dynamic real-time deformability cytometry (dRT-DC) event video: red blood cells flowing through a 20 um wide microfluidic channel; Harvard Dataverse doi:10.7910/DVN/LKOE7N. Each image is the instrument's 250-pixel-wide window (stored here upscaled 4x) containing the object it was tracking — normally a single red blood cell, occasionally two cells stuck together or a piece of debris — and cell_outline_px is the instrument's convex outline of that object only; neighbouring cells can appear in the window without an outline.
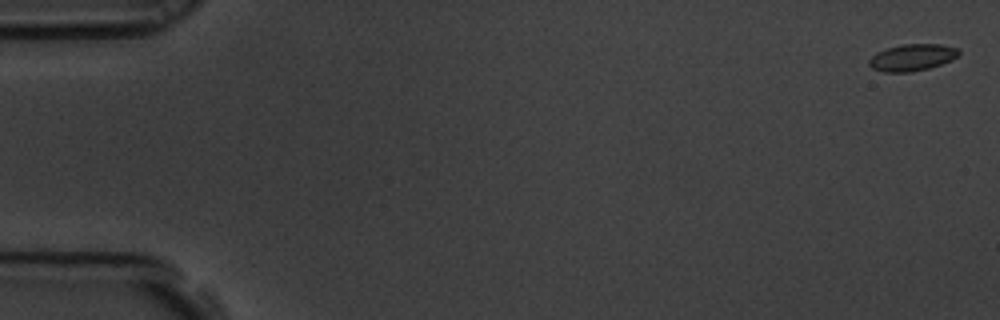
{"species": "common noctule bat (a hibernating species)", "species_latin": "Nyctalus noctula", "temperature_condition": "room temperature", "stored_images_in_passage": 6, "camera_frame_rate_fps": 3000, "um_per_image_px": 0.085, "animal": {"sex": "male", "body_mass_g": 19.5, "forearm_length_mm": 54.6}, "frame": {"image": 1, "passage_image": 1, "time_ms": 0.0, "image_size_px": [1000, 320], "cell_outline_px": [[960, 52], [956, 56], [940, 64], [928, 68], [908, 72], [884, 72], [872, 68], [868, 64], [868, 60], [876, 52], [888, 48], [904, 44], [940, 44], [956, 48]], "centroid_in_image_um": [77.47, 4.88], "position_along_channel_um": 7.5, "area_um2": 13.7}}
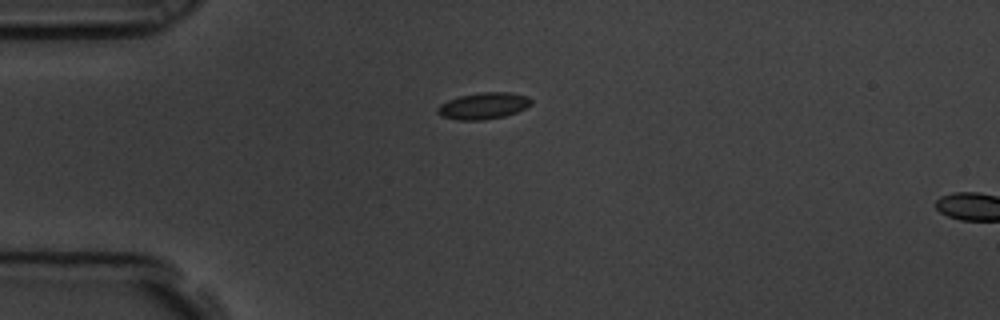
{"frame": {"image": 2, "passage_image": 5, "time_ms": 1.333, "image_size_px": [1000, 320], "cell_outline_px": [[532, 104], [516, 112], [504, 116], [484, 120], [456, 120], [440, 116], [436, 112], [436, 108], [440, 104], [448, 100], [460, 96], [480, 92], [508, 92], [528, 96], [532, 100]], "centroid_in_image_um": [41.06, 9.0], "position_along_channel_um": 43.9, "area_um2": 14.57}}